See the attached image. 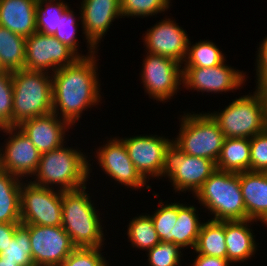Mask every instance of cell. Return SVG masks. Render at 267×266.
Masks as SVG:
<instances>
[{
    "mask_svg": "<svg viewBox=\"0 0 267 266\" xmlns=\"http://www.w3.org/2000/svg\"><path fill=\"white\" fill-rule=\"evenodd\" d=\"M120 139L124 142L134 167L146 181L149 182L151 177H162L165 151L173 138L171 140L158 135H137Z\"/></svg>",
    "mask_w": 267,
    "mask_h": 266,
    "instance_id": "obj_15",
    "label": "cell"
},
{
    "mask_svg": "<svg viewBox=\"0 0 267 266\" xmlns=\"http://www.w3.org/2000/svg\"><path fill=\"white\" fill-rule=\"evenodd\" d=\"M225 138H249L267 129V106L254 92L232 100L220 112H211Z\"/></svg>",
    "mask_w": 267,
    "mask_h": 266,
    "instance_id": "obj_7",
    "label": "cell"
},
{
    "mask_svg": "<svg viewBox=\"0 0 267 266\" xmlns=\"http://www.w3.org/2000/svg\"><path fill=\"white\" fill-rule=\"evenodd\" d=\"M251 222L254 224L251 219L225 221L227 259L231 264L245 262L256 253L257 242L250 229Z\"/></svg>",
    "mask_w": 267,
    "mask_h": 266,
    "instance_id": "obj_22",
    "label": "cell"
},
{
    "mask_svg": "<svg viewBox=\"0 0 267 266\" xmlns=\"http://www.w3.org/2000/svg\"><path fill=\"white\" fill-rule=\"evenodd\" d=\"M86 189L62 191L61 226L76 248H103L104 227Z\"/></svg>",
    "mask_w": 267,
    "mask_h": 266,
    "instance_id": "obj_3",
    "label": "cell"
},
{
    "mask_svg": "<svg viewBox=\"0 0 267 266\" xmlns=\"http://www.w3.org/2000/svg\"><path fill=\"white\" fill-rule=\"evenodd\" d=\"M182 248L174 243L160 241L148 250V264L150 266H180Z\"/></svg>",
    "mask_w": 267,
    "mask_h": 266,
    "instance_id": "obj_35",
    "label": "cell"
},
{
    "mask_svg": "<svg viewBox=\"0 0 267 266\" xmlns=\"http://www.w3.org/2000/svg\"><path fill=\"white\" fill-rule=\"evenodd\" d=\"M21 223H0V254L6 249L9 242L12 241L16 228Z\"/></svg>",
    "mask_w": 267,
    "mask_h": 266,
    "instance_id": "obj_40",
    "label": "cell"
},
{
    "mask_svg": "<svg viewBox=\"0 0 267 266\" xmlns=\"http://www.w3.org/2000/svg\"><path fill=\"white\" fill-rule=\"evenodd\" d=\"M0 131L9 135L5 146H1L3 149L0 147V168L21 180L32 177L40 161V152L17 126Z\"/></svg>",
    "mask_w": 267,
    "mask_h": 266,
    "instance_id": "obj_13",
    "label": "cell"
},
{
    "mask_svg": "<svg viewBox=\"0 0 267 266\" xmlns=\"http://www.w3.org/2000/svg\"><path fill=\"white\" fill-rule=\"evenodd\" d=\"M0 255L19 266H35L31 258L29 231L22 224L16 228L12 241Z\"/></svg>",
    "mask_w": 267,
    "mask_h": 266,
    "instance_id": "obj_31",
    "label": "cell"
},
{
    "mask_svg": "<svg viewBox=\"0 0 267 266\" xmlns=\"http://www.w3.org/2000/svg\"><path fill=\"white\" fill-rule=\"evenodd\" d=\"M23 226L29 231L35 266H59L76 248L62 226Z\"/></svg>",
    "mask_w": 267,
    "mask_h": 266,
    "instance_id": "obj_12",
    "label": "cell"
},
{
    "mask_svg": "<svg viewBox=\"0 0 267 266\" xmlns=\"http://www.w3.org/2000/svg\"><path fill=\"white\" fill-rule=\"evenodd\" d=\"M80 23L87 40L88 57L97 53L98 44L107 34L114 19L122 18L120 0H82Z\"/></svg>",
    "mask_w": 267,
    "mask_h": 266,
    "instance_id": "obj_17",
    "label": "cell"
},
{
    "mask_svg": "<svg viewBox=\"0 0 267 266\" xmlns=\"http://www.w3.org/2000/svg\"><path fill=\"white\" fill-rule=\"evenodd\" d=\"M145 57L140 74L145 92L156 101L167 102L183 84L182 64L162 55L147 53Z\"/></svg>",
    "mask_w": 267,
    "mask_h": 266,
    "instance_id": "obj_10",
    "label": "cell"
},
{
    "mask_svg": "<svg viewBox=\"0 0 267 266\" xmlns=\"http://www.w3.org/2000/svg\"><path fill=\"white\" fill-rule=\"evenodd\" d=\"M170 18L162 19L160 22L147 29L143 38L146 53L162 55L183 63L187 54L188 34Z\"/></svg>",
    "mask_w": 267,
    "mask_h": 266,
    "instance_id": "obj_18",
    "label": "cell"
},
{
    "mask_svg": "<svg viewBox=\"0 0 267 266\" xmlns=\"http://www.w3.org/2000/svg\"><path fill=\"white\" fill-rule=\"evenodd\" d=\"M22 181L0 168V223H21Z\"/></svg>",
    "mask_w": 267,
    "mask_h": 266,
    "instance_id": "obj_23",
    "label": "cell"
},
{
    "mask_svg": "<svg viewBox=\"0 0 267 266\" xmlns=\"http://www.w3.org/2000/svg\"><path fill=\"white\" fill-rule=\"evenodd\" d=\"M197 207L178 202L177 221L173 229V243L182 249L191 247L194 250L202 221L199 220ZM201 221V222H200Z\"/></svg>",
    "mask_w": 267,
    "mask_h": 266,
    "instance_id": "obj_26",
    "label": "cell"
},
{
    "mask_svg": "<svg viewBox=\"0 0 267 266\" xmlns=\"http://www.w3.org/2000/svg\"><path fill=\"white\" fill-rule=\"evenodd\" d=\"M171 0H120L122 16L149 17L167 11Z\"/></svg>",
    "mask_w": 267,
    "mask_h": 266,
    "instance_id": "obj_33",
    "label": "cell"
},
{
    "mask_svg": "<svg viewBox=\"0 0 267 266\" xmlns=\"http://www.w3.org/2000/svg\"><path fill=\"white\" fill-rule=\"evenodd\" d=\"M196 254L227 259L225 221L203 222L194 247Z\"/></svg>",
    "mask_w": 267,
    "mask_h": 266,
    "instance_id": "obj_25",
    "label": "cell"
},
{
    "mask_svg": "<svg viewBox=\"0 0 267 266\" xmlns=\"http://www.w3.org/2000/svg\"><path fill=\"white\" fill-rule=\"evenodd\" d=\"M25 181L21 183V224L61 226L62 191Z\"/></svg>",
    "mask_w": 267,
    "mask_h": 266,
    "instance_id": "obj_9",
    "label": "cell"
},
{
    "mask_svg": "<svg viewBox=\"0 0 267 266\" xmlns=\"http://www.w3.org/2000/svg\"><path fill=\"white\" fill-rule=\"evenodd\" d=\"M200 206L211 215L210 220L232 221L246 219V208L239 173L216 170L195 193Z\"/></svg>",
    "mask_w": 267,
    "mask_h": 266,
    "instance_id": "obj_5",
    "label": "cell"
},
{
    "mask_svg": "<svg viewBox=\"0 0 267 266\" xmlns=\"http://www.w3.org/2000/svg\"><path fill=\"white\" fill-rule=\"evenodd\" d=\"M69 8L64 0H37L36 29L46 35H54L62 14Z\"/></svg>",
    "mask_w": 267,
    "mask_h": 266,
    "instance_id": "obj_30",
    "label": "cell"
},
{
    "mask_svg": "<svg viewBox=\"0 0 267 266\" xmlns=\"http://www.w3.org/2000/svg\"><path fill=\"white\" fill-rule=\"evenodd\" d=\"M226 56L215 43L207 40H200L192 44L189 40L187 54L182 67H213L226 61Z\"/></svg>",
    "mask_w": 267,
    "mask_h": 266,
    "instance_id": "obj_28",
    "label": "cell"
},
{
    "mask_svg": "<svg viewBox=\"0 0 267 266\" xmlns=\"http://www.w3.org/2000/svg\"><path fill=\"white\" fill-rule=\"evenodd\" d=\"M97 54L78 58L73 64L51 73L52 112L72 127L85 109L98 105L102 100L96 72Z\"/></svg>",
    "mask_w": 267,
    "mask_h": 266,
    "instance_id": "obj_1",
    "label": "cell"
},
{
    "mask_svg": "<svg viewBox=\"0 0 267 266\" xmlns=\"http://www.w3.org/2000/svg\"><path fill=\"white\" fill-rule=\"evenodd\" d=\"M12 72H0V129L12 126Z\"/></svg>",
    "mask_w": 267,
    "mask_h": 266,
    "instance_id": "obj_36",
    "label": "cell"
},
{
    "mask_svg": "<svg viewBox=\"0 0 267 266\" xmlns=\"http://www.w3.org/2000/svg\"><path fill=\"white\" fill-rule=\"evenodd\" d=\"M216 170L213 160L187 155L172 142L165 151L162 177L170 179L175 192L191 191L195 195Z\"/></svg>",
    "mask_w": 267,
    "mask_h": 266,
    "instance_id": "obj_8",
    "label": "cell"
},
{
    "mask_svg": "<svg viewBox=\"0 0 267 266\" xmlns=\"http://www.w3.org/2000/svg\"><path fill=\"white\" fill-rule=\"evenodd\" d=\"M240 187L246 208V219L267 226V173L245 171L239 173Z\"/></svg>",
    "mask_w": 267,
    "mask_h": 266,
    "instance_id": "obj_20",
    "label": "cell"
},
{
    "mask_svg": "<svg viewBox=\"0 0 267 266\" xmlns=\"http://www.w3.org/2000/svg\"><path fill=\"white\" fill-rule=\"evenodd\" d=\"M179 119V135L173 140L175 145L187 155L210 159L216 163L225 136L210 112H188Z\"/></svg>",
    "mask_w": 267,
    "mask_h": 266,
    "instance_id": "obj_6",
    "label": "cell"
},
{
    "mask_svg": "<svg viewBox=\"0 0 267 266\" xmlns=\"http://www.w3.org/2000/svg\"><path fill=\"white\" fill-rule=\"evenodd\" d=\"M159 206L155 213L150 215L154 228L160 241L173 243V229L177 221L178 202L166 204L159 200Z\"/></svg>",
    "mask_w": 267,
    "mask_h": 266,
    "instance_id": "obj_32",
    "label": "cell"
},
{
    "mask_svg": "<svg viewBox=\"0 0 267 266\" xmlns=\"http://www.w3.org/2000/svg\"><path fill=\"white\" fill-rule=\"evenodd\" d=\"M99 148V149H98ZM94 158H97L99 166L105 174H108L111 180L117 181L119 184L130 187L131 189H140L146 186L150 190L151 186L137 169L134 167L129 158L124 142L118 137L110 138L107 143L98 147ZM137 188V189H136Z\"/></svg>",
    "mask_w": 267,
    "mask_h": 266,
    "instance_id": "obj_16",
    "label": "cell"
},
{
    "mask_svg": "<svg viewBox=\"0 0 267 266\" xmlns=\"http://www.w3.org/2000/svg\"><path fill=\"white\" fill-rule=\"evenodd\" d=\"M12 126L52 112V75L20 69L12 72Z\"/></svg>",
    "mask_w": 267,
    "mask_h": 266,
    "instance_id": "obj_4",
    "label": "cell"
},
{
    "mask_svg": "<svg viewBox=\"0 0 267 266\" xmlns=\"http://www.w3.org/2000/svg\"><path fill=\"white\" fill-rule=\"evenodd\" d=\"M37 0H0V26L24 38L36 29Z\"/></svg>",
    "mask_w": 267,
    "mask_h": 266,
    "instance_id": "obj_21",
    "label": "cell"
},
{
    "mask_svg": "<svg viewBox=\"0 0 267 266\" xmlns=\"http://www.w3.org/2000/svg\"><path fill=\"white\" fill-rule=\"evenodd\" d=\"M102 248H75L59 266H109Z\"/></svg>",
    "mask_w": 267,
    "mask_h": 266,
    "instance_id": "obj_37",
    "label": "cell"
},
{
    "mask_svg": "<svg viewBox=\"0 0 267 266\" xmlns=\"http://www.w3.org/2000/svg\"><path fill=\"white\" fill-rule=\"evenodd\" d=\"M70 126V127H69ZM25 134L40 154L59 148L65 143L66 131L72 126L55 113L25 120L17 126Z\"/></svg>",
    "mask_w": 267,
    "mask_h": 266,
    "instance_id": "obj_19",
    "label": "cell"
},
{
    "mask_svg": "<svg viewBox=\"0 0 267 266\" xmlns=\"http://www.w3.org/2000/svg\"><path fill=\"white\" fill-rule=\"evenodd\" d=\"M0 266H19L11 260H7L4 256L0 255Z\"/></svg>",
    "mask_w": 267,
    "mask_h": 266,
    "instance_id": "obj_43",
    "label": "cell"
},
{
    "mask_svg": "<svg viewBox=\"0 0 267 266\" xmlns=\"http://www.w3.org/2000/svg\"><path fill=\"white\" fill-rule=\"evenodd\" d=\"M127 227L128 241L133 248L148 251L160 242L150 214L133 217Z\"/></svg>",
    "mask_w": 267,
    "mask_h": 266,
    "instance_id": "obj_29",
    "label": "cell"
},
{
    "mask_svg": "<svg viewBox=\"0 0 267 266\" xmlns=\"http://www.w3.org/2000/svg\"><path fill=\"white\" fill-rule=\"evenodd\" d=\"M250 155L249 138H225L216 168L233 173L250 171Z\"/></svg>",
    "mask_w": 267,
    "mask_h": 266,
    "instance_id": "obj_24",
    "label": "cell"
},
{
    "mask_svg": "<svg viewBox=\"0 0 267 266\" xmlns=\"http://www.w3.org/2000/svg\"><path fill=\"white\" fill-rule=\"evenodd\" d=\"M256 82L255 92L267 106V73L263 74Z\"/></svg>",
    "mask_w": 267,
    "mask_h": 266,
    "instance_id": "obj_42",
    "label": "cell"
},
{
    "mask_svg": "<svg viewBox=\"0 0 267 266\" xmlns=\"http://www.w3.org/2000/svg\"><path fill=\"white\" fill-rule=\"evenodd\" d=\"M184 88L197 92L221 93L238 90L244 85L246 72L225 63L213 67H182Z\"/></svg>",
    "mask_w": 267,
    "mask_h": 266,
    "instance_id": "obj_14",
    "label": "cell"
},
{
    "mask_svg": "<svg viewBox=\"0 0 267 266\" xmlns=\"http://www.w3.org/2000/svg\"><path fill=\"white\" fill-rule=\"evenodd\" d=\"M195 257L191 266H230L231 263L225 258L211 257L203 254H198Z\"/></svg>",
    "mask_w": 267,
    "mask_h": 266,
    "instance_id": "obj_41",
    "label": "cell"
},
{
    "mask_svg": "<svg viewBox=\"0 0 267 266\" xmlns=\"http://www.w3.org/2000/svg\"><path fill=\"white\" fill-rule=\"evenodd\" d=\"M72 9L70 7L62 14V17L59 21L57 30L55 34L53 35L55 38H57L60 42L65 44L67 47H69L79 58L88 57V55H83L78 52L79 49V42L76 37L77 27L79 22L76 20V14H74Z\"/></svg>",
    "mask_w": 267,
    "mask_h": 266,
    "instance_id": "obj_34",
    "label": "cell"
},
{
    "mask_svg": "<svg viewBox=\"0 0 267 266\" xmlns=\"http://www.w3.org/2000/svg\"><path fill=\"white\" fill-rule=\"evenodd\" d=\"M79 57L53 35L34 32L26 38L24 69L55 72L73 64ZM50 70V71H49Z\"/></svg>",
    "mask_w": 267,
    "mask_h": 266,
    "instance_id": "obj_11",
    "label": "cell"
},
{
    "mask_svg": "<svg viewBox=\"0 0 267 266\" xmlns=\"http://www.w3.org/2000/svg\"><path fill=\"white\" fill-rule=\"evenodd\" d=\"M256 58V80H258L263 74L267 73V37L263 38L259 48H257Z\"/></svg>",
    "mask_w": 267,
    "mask_h": 266,
    "instance_id": "obj_39",
    "label": "cell"
},
{
    "mask_svg": "<svg viewBox=\"0 0 267 266\" xmlns=\"http://www.w3.org/2000/svg\"><path fill=\"white\" fill-rule=\"evenodd\" d=\"M250 171L267 173V129L250 139Z\"/></svg>",
    "mask_w": 267,
    "mask_h": 266,
    "instance_id": "obj_38",
    "label": "cell"
},
{
    "mask_svg": "<svg viewBox=\"0 0 267 266\" xmlns=\"http://www.w3.org/2000/svg\"><path fill=\"white\" fill-rule=\"evenodd\" d=\"M26 38L0 26V61L6 71L24 69Z\"/></svg>",
    "mask_w": 267,
    "mask_h": 266,
    "instance_id": "obj_27",
    "label": "cell"
},
{
    "mask_svg": "<svg viewBox=\"0 0 267 266\" xmlns=\"http://www.w3.org/2000/svg\"><path fill=\"white\" fill-rule=\"evenodd\" d=\"M87 158L88 156L78 148L65 147L63 144L40 155L38 167L33 175L35 180L31 179L30 182L51 189L57 186V190L60 191L76 190L87 186L86 183L92 172L90 160Z\"/></svg>",
    "mask_w": 267,
    "mask_h": 266,
    "instance_id": "obj_2",
    "label": "cell"
},
{
    "mask_svg": "<svg viewBox=\"0 0 267 266\" xmlns=\"http://www.w3.org/2000/svg\"><path fill=\"white\" fill-rule=\"evenodd\" d=\"M0 72H9V71H6V70L3 68L2 64H1V61H0Z\"/></svg>",
    "mask_w": 267,
    "mask_h": 266,
    "instance_id": "obj_44",
    "label": "cell"
}]
</instances>
